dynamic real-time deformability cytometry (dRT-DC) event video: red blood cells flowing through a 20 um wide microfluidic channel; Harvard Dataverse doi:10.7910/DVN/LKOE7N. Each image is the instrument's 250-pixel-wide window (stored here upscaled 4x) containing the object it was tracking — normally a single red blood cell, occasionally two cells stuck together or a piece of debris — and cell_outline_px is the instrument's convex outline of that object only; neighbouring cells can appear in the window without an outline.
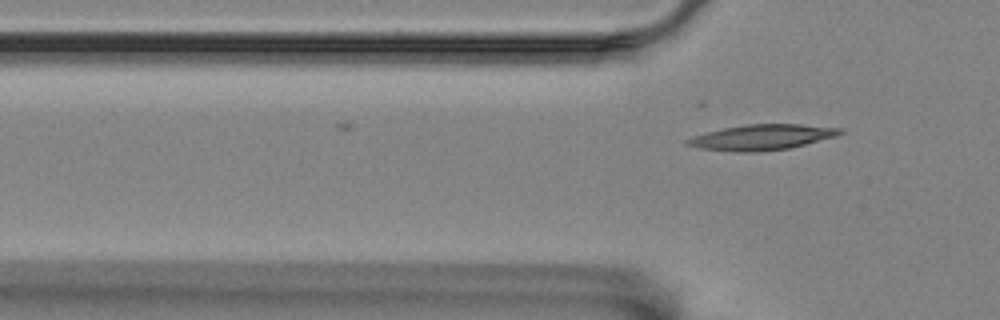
{"species": "Egyptian fruit bat (a non-hibernating species)", "species_latin": "Rousettus aegyptiacus", "temperature_condition": "room temperature", "stored_images_in_passage": 2, "camera_frame_rate_fps": 3000, "um_per_image_px": 0.085, "animal": {"sex": "female"}, "frame": {"image": 1, "passage_image": 2, "time_ms": 0.333, "image_size_px": [1000, 320], "cell_outline_px": [[844, 132], [836, 136], [788, 148], [756, 152], [736, 152], [700, 148], [684, 144], [684, 140], [692, 136], [724, 128], [748, 124], [800, 124], [840, 128]], "centroid_in_image_um": [64.71, 11.66], "position_along_channel_um": 61.1, "area_um2": 22.43}}